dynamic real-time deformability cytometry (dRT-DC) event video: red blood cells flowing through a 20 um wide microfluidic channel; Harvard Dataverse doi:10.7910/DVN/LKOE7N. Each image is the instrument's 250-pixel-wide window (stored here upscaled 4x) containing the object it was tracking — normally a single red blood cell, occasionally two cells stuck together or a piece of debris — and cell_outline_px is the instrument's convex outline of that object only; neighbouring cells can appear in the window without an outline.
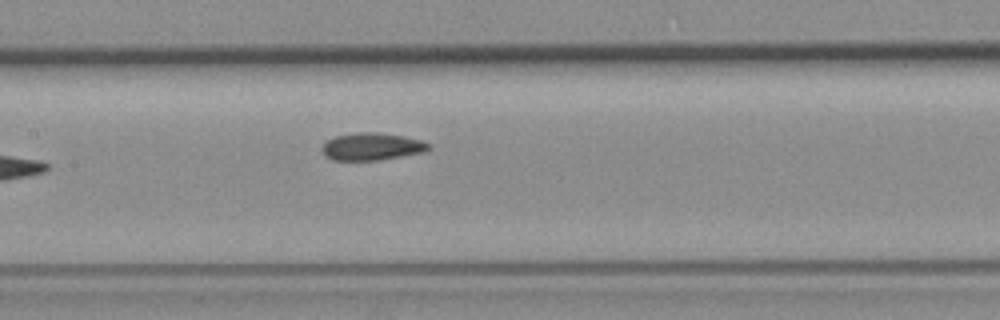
{"species": "common noctule bat (a hibernating species)", "species_latin": "Nyctalus noctula", "temperature_condition": "room temperature", "stored_images_in_passage": 7, "camera_frame_rate_fps": 3000, "um_per_image_px": 0.085, "animal": {"sex": "female", "body_mass_g": 19.3, "forearm_length_mm": 54.1}, "frame": {"image": 1, "passage_image": 7, "time_ms": 8.0, "image_size_px": [1000, 320], "cell_outline_px": [[432, 148], [424, 152], [376, 160], [332, 160], [324, 156], [324, 144], [328, 140], [336, 136], [360, 132], [380, 132], [420, 140], [432, 144]], "centroid_in_image_um": [31.64, 12.46], "position_along_channel_um": 175.8, "area_um2": 16.76}}